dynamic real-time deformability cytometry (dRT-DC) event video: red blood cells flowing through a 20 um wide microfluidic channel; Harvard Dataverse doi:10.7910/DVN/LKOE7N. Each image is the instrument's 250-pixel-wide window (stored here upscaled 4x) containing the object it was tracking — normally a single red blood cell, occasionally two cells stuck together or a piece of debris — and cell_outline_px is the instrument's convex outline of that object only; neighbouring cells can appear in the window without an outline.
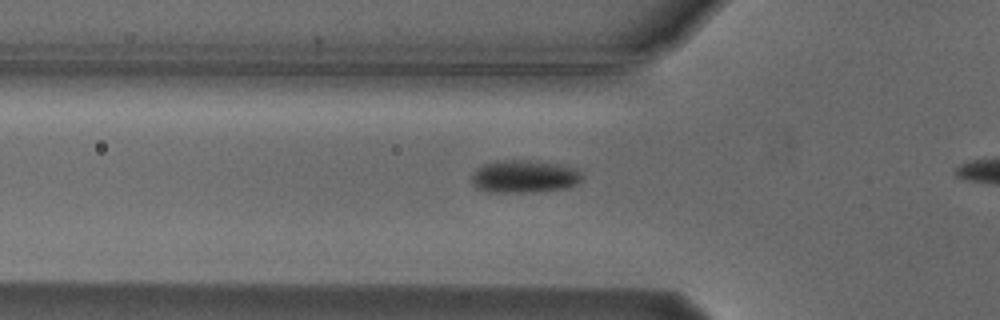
{"species": "Egyptian fruit bat (a non-hibernating species)", "species_latin": "Rousettus aegyptiacus", "temperature_condition": "cold", "stored_images_in_passage": 35, "camera_frame_rate_fps": 3000, "um_per_image_px": 0.085, "animal": {"sex": "male"}, "frame": {"image": 1, "passage_image": 9, "time_ms": 2.667, "image_size_px": [1000, 320], "cell_outline_px": [[580, 180], [576, 184], [564, 188], [532, 192], [496, 192], [480, 188], [472, 180], [472, 176], [476, 168], [484, 164], [496, 160], [528, 160], [560, 164], [576, 168], [580, 172]], "centroid_in_image_um": [44.57, 14.98], "position_along_channel_um": 81.2, "area_um2": 20.69}}
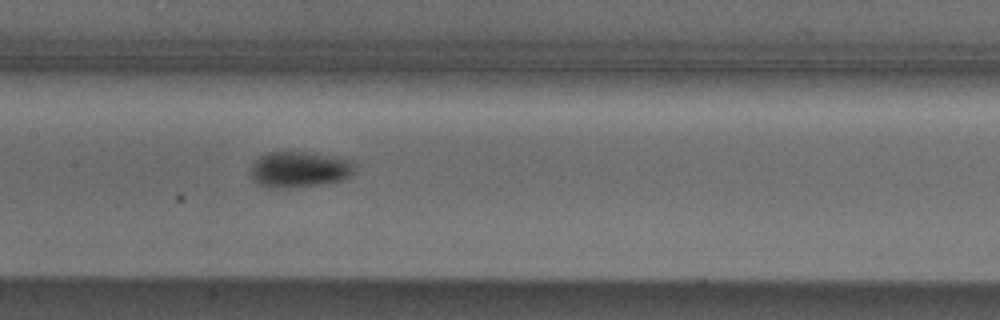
{"frame": {"image": 2, "passage_image": 17, "time_ms": 5.333, "image_size_px": [1000, 320], "cell_outline_px": [[352, 172], [344, 180], [320, 184], [280, 188], [268, 188], [256, 184], [248, 176], [248, 172], [252, 164], [260, 156], [268, 152], [312, 152], [352, 160]], "centroid_in_image_um": [25.35, 14.4], "position_along_channel_um": 182.1, "area_um2": 21.91}}
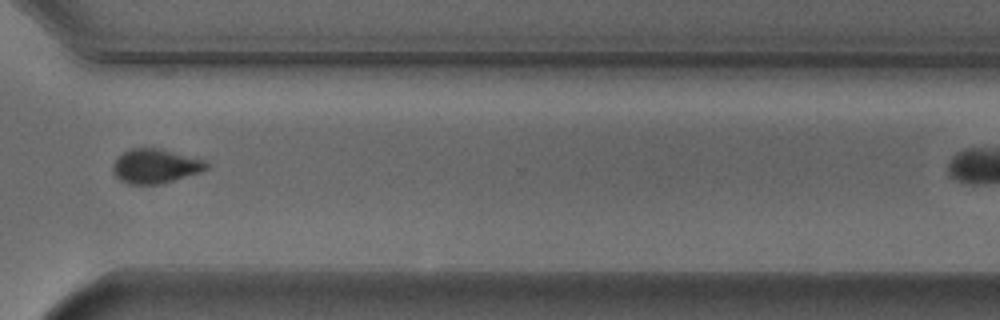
{"frame": {"image": 3, "passage_image": 31, "time_ms": 10.0, "image_size_px": [1000, 320], "cell_outline_px": [[208, 168], [200, 172], [160, 184], [128, 184], [120, 180], [112, 172], [112, 164], [124, 152], [132, 148], [160, 148], [204, 160], [208, 164]], "centroid_in_image_um": [13.19, 14.12], "position_along_channel_um": 357.4, "area_um2": 18.55}}